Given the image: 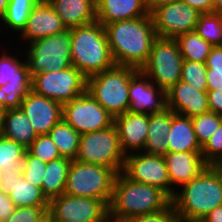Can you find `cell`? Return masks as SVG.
Masks as SVG:
<instances>
[{"instance_id": "obj_7", "label": "cell", "mask_w": 222, "mask_h": 222, "mask_svg": "<svg viewBox=\"0 0 222 222\" xmlns=\"http://www.w3.org/2000/svg\"><path fill=\"white\" fill-rule=\"evenodd\" d=\"M79 162L106 166L117 174L122 172L125 154L115 125L80 135L76 159Z\"/></svg>"}, {"instance_id": "obj_26", "label": "cell", "mask_w": 222, "mask_h": 222, "mask_svg": "<svg viewBox=\"0 0 222 222\" xmlns=\"http://www.w3.org/2000/svg\"><path fill=\"white\" fill-rule=\"evenodd\" d=\"M0 134L25 148H28L38 136L28 117L20 108L6 111Z\"/></svg>"}, {"instance_id": "obj_36", "label": "cell", "mask_w": 222, "mask_h": 222, "mask_svg": "<svg viewBox=\"0 0 222 222\" xmlns=\"http://www.w3.org/2000/svg\"><path fill=\"white\" fill-rule=\"evenodd\" d=\"M32 90L31 84H10L0 86V103L7 109L20 108L23 98Z\"/></svg>"}, {"instance_id": "obj_15", "label": "cell", "mask_w": 222, "mask_h": 222, "mask_svg": "<svg viewBox=\"0 0 222 222\" xmlns=\"http://www.w3.org/2000/svg\"><path fill=\"white\" fill-rule=\"evenodd\" d=\"M129 98L127 112L152 114L167 108L166 91L152 83L141 70L130 79Z\"/></svg>"}, {"instance_id": "obj_27", "label": "cell", "mask_w": 222, "mask_h": 222, "mask_svg": "<svg viewBox=\"0 0 222 222\" xmlns=\"http://www.w3.org/2000/svg\"><path fill=\"white\" fill-rule=\"evenodd\" d=\"M72 160L60 157L46 164L42 192L48 201L65 192V185Z\"/></svg>"}, {"instance_id": "obj_25", "label": "cell", "mask_w": 222, "mask_h": 222, "mask_svg": "<svg viewBox=\"0 0 222 222\" xmlns=\"http://www.w3.org/2000/svg\"><path fill=\"white\" fill-rule=\"evenodd\" d=\"M172 110L166 108L159 113L149 114L148 136L144 153L165 155L168 153L166 136L171 129Z\"/></svg>"}, {"instance_id": "obj_35", "label": "cell", "mask_w": 222, "mask_h": 222, "mask_svg": "<svg viewBox=\"0 0 222 222\" xmlns=\"http://www.w3.org/2000/svg\"><path fill=\"white\" fill-rule=\"evenodd\" d=\"M207 67L205 63L183 61L181 80L190 84L194 89L207 91Z\"/></svg>"}, {"instance_id": "obj_43", "label": "cell", "mask_w": 222, "mask_h": 222, "mask_svg": "<svg viewBox=\"0 0 222 222\" xmlns=\"http://www.w3.org/2000/svg\"><path fill=\"white\" fill-rule=\"evenodd\" d=\"M209 111L222 116V89H207Z\"/></svg>"}, {"instance_id": "obj_40", "label": "cell", "mask_w": 222, "mask_h": 222, "mask_svg": "<svg viewBox=\"0 0 222 222\" xmlns=\"http://www.w3.org/2000/svg\"><path fill=\"white\" fill-rule=\"evenodd\" d=\"M201 155L204 161L212 166L222 160V123L218 130L201 147Z\"/></svg>"}, {"instance_id": "obj_14", "label": "cell", "mask_w": 222, "mask_h": 222, "mask_svg": "<svg viewBox=\"0 0 222 222\" xmlns=\"http://www.w3.org/2000/svg\"><path fill=\"white\" fill-rule=\"evenodd\" d=\"M200 14L181 0L163 4L151 12L157 36L165 38L194 31Z\"/></svg>"}, {"instance_id": "obj_1", "label": "cell", "mask_w": 222, "mask_h": 222, "mask_svg": "<svg viewBox=\"0 0 222 222\" xmlns=\"http://www.w3.org/2000/svg\"><path fill=\"white\" fill-rule=\"evenodd\" d=\"M104 29L115 65L141 70L158 37L151 13L140 18L106 24Z\"/></svg>"}, {"instance_id": "obj_44", "label": "cell", "mask_w": 222, "mask_h": 222, "mask_svg": "<svg viewBox=\"0 0 222 222\" xmlns=\"http://www.w3.org/2000/svg\"><path fill=\"white\" fill-rule=\"evenodd\" d=\"M15 208L9 195L0 190V221L5 222L13 214Z\"/></svg>"}, {"instance_id": "obj_52", "label": "cell", "mask_w": 222, "mask_h": 222, "mask_svg": "<svg viewBox=\"0 0 222 222\" xmlns=\"http://www.w3.org/2000/svg\"><path fill=\"white\" fill-rule=\"evenodd\" d=\"M215 166H216V167L220 170V172L222 173V160H220Z\"/></svg>"}, {"instance_id": "obj_51", "label": "cell", "mask_w": 222, "mask_h": 222, "mask_svg": "<svg viewBox=\"0 0 222 222\" xmlns=\"http://www.w3.org/2000/svg\"><path fill=\"white\" fill-rule=\"evenodd\" d=\"M37 222H53L50 214L47 212L41 219Z\"/></svg>"}, {"instance_id": "obj_4", "label": "cell", "mask_w": 222, "mask_h": 222, "mask_svg": "<svg viewBox=\"0 0 222 222\" xmlns=\"http://www.w3.org/2000/svg\"><path fill=\"white\" fill-rule=\"evenodd\" d=\"M72 66L85 77L115 66L104 26L97 20L70 29Z\"/></svg>"}, {"instance_id": "obj_9", "label": "cell", "mask_w": 222, "mask_h": 222, "mask_svg": "<svg viewBox=\"0 0 222 222\" xmlns=\"http://www.w3.org/2000/svg\"><path fill=\"white\" fill-rule=\"evenodd\" d=\"M27 46L26 63L31 77L40 72H57L72 66L70 29L37 39Z\"/></svg>"}, {"instance_id": "obj_29", "label": "cell", "mask_w": 222, "mask_h": 222, "mask_svg": "<svg viewBox=\"0 0 222 222\" xmlns=\"http://www.w3.org/2000/svg\"><path fill=\"white\" fill-rule=\"evenodd\" d=\"M32 77L25 61H20L14 55L2 53L0 56V86L10 84H31Z\"/></svg>"}, {"instance_id": "obj_33", "label": "cell", "mask_w": 222, "mask_h": 222, "mask_svg": "<svg viewBox=\"0 0 222 222\" xmlns=\"http://www.w3.org/2000/svg\"><path fill=\"white\" fill-rule=\"evenodd\" d=\"M194 31L213 47L222 46V15L200 14Z\"/></svg>"}, {"instance_id": "obj_24", "label": "cell", "mask_w": 222, "mask_h": 222, "mask_svg": "<svg viewBox=\"0 0 222 222\" xmlns=\"http://www.w3.org/2000/svg\"><path fill=\"white\" fill-rule=\"evenodd\" d=\"M168 152H201L190 117L172 111V124L166 136Z\"/></svg>"}, {"instance_id": "obj_38", "label": "cell", "mask_w": 222, "mask_h": 222, "mask_svg": "<svg viewBox=\"0 0 222 222\" xmlns=\"http://www.w3.org/2000/svg\"><path fill=\"white\" fill-rule=\"evenodd\" d=\"M46 164L38 157L31 155L28 151L22 162L21 175L35 187H42Z\"/></svg>"}, {"instance_id": "obj_3", "label": "cell", "mask_w": 222, "mask_h": 222, "mask_svg": "<svg viewBox=\"0 0 222 222\" xmlns=\"http://www.w3.org/2000/svg\"><path fill=\"white\" fill-rule=\"evenodd\" d=\"M171 199L159 188L130 180L119 172L108 206L109 222H124L133 216L164 210Z\"/></svg>"}, {"instance_id": "obj_37", "label": "cell", "mask_w": 222, "mask_h": 222, "mask_svg": "<svg viewBox=\"0 0 222 222\" xmlns=\"http://www.w3.org/2000/svg\"><path fill=\"white\" fill-rule=\"evenodd\" d=\"M205 65L207 67L208 89H222V46H215L208 55Z\"/></svg>"}, {"instance_id": "obj_23", "label": "cell", "mask_w": 222, "mask_h": 222, "mask_svg": "<svg viewBox=\"0 0 222 222\" xmlns=\"http://www.w3.org/2000/svg\"><path fill=\"white\" fill-rule=\"evenodd\" d=\"M50 4L66 29L96 21V0H52Z\"/></svg>"}, {"instance_id": "obj_34", "label": "cell", "mask_w": 222, "mask_h": 222, "mask_svg": "<svg viewBox=\"0 0 222 222\" xmlns=\"http://www.w3.org/2000/svg\"><path fill=\"white\" fill-rule=\"evenodd\" d=\"M196 139L202 147L218 130L222 123V116L212 111L191 118Z\"/></svg>"}, {"instance_id": "obj_42", "label": "cell", "mask_w": 222, "mask_h": 222, "mask_svg": "<svg viewBox=\"0 0 222 222\" xmlns=\"http://www.w3.org/2000/svg\"><path fill=\"white\" fill-rule=\"evenodd\" d=\"M48 211V207H16L5 222H37Z\"/></svg>"}, {"instance_id": "obj_5", "label": "cell", "mask_w": 222, "mask_h": 222, "mask_svg": "<svg viewBox=\"0 0 222 222\" xmlns=\"http://www.w3.org/2000/svg\"><path fill=\"white\" fill-rule=\"evenodd\" d=\"M138 70L115 65L87 78L86 91L113 117L129 108V83Z\"/></svg>"}, {"instance_id": "obj_39", "label": "cell", "mask_w": 222, "mask_h": 222, "mask_svg": "<svg viewBox=\"0 0 222 222\" xmlns=\"http://www.w3.org/2000/svg\"><path fill=\"white\" fill-rule=\"evenodd\" d=\"M27 151L45 163L61 157L56 145L48 134L38 135L33 143L27 148Z\"/></svg>"}, {"instance_id": "obj_53", "label": "cell", "mask_w": 222, "mask_h": 222, "mask_svg": "<svg viewBox=\"0 0 222 222\" xmlns=\"http://www.w3.org/2000/svg\"><path fill=\"white\" fill-rule=\"evenodd\" d=\"M38 3H50L52 0H36Z\"/></svg>"}, {"instance_id": "obj_49", "label": "cell", "mask_w": 222, "mask_h": 222, "mask_svg": "<svg viewBox=\"0 0 222 222\" xmlns=\"http://www.w3.org/2000/svg\"><path fill=\"white\" fill-rule=\"evenodd\" d=\"M9 2H10V0H0V20L5 15ZM0 26H1V24H0Z\"/></svg>"}, {"instance_id": "obj_19", "label": "cell", "mask_w": 222, "mask_h": 222, "mask_svg": "<svg viewBox=\"0 0 222 222\" xmlns=\"http://www.w3.org/2000/svg\"><path fill=\"white\" fill-rule=\"evenodd\" d=\"M166 98L167 108L182 116L192 118L209 111L207 91L196 90L182 80L166 91Z\"/></svg>"}, {"instance_id": "obj_6", "label": "cell", "mask_w": 222, "mask_h": 222, "mask_svg": "<svg viewBox=\"0 0 222 222\" xmlns=\"http://www.w3.org/2000/svg\"><path fill=\"white\" fill-rule=\"evenodd\" d=\"M117 173L106 166L72 160L64 194L102 200L109 206Z\"/></svg>"}, {"instance_id": "obj_2", "label": "cell", "mask_w": 222, "mask_h": 222, "mask_svg": "<svg viewBox=\"0 0 222 222\" xmlns=\"http://www.w3.org/2000/svg\"><path fill=\"white\" fill-rule=\"evenodd\" d=\"M178 190L171 204L180 221L201 222L209 212L222 205V173L216 166L208 165Z\"/></svg>"}, {"instance_id": "obj_46", "label": "cell", "mask_w": 222, "mask_h": 222, "mask_svg": "<svg viewBox=\"0 0 222 222\" xmlns=\"http://www.w3.org/2000/svg\"><path fill=\"white\" fill-rule=\"evenodd\" d=\"M201 222H222V205L209 212Z\"/></svg>"}, {"instance_id": "obj_31", "label": "cell", "mask_w": 222, "mask_h": 222, "mask_svg": "<svg viewBox=\"0 0 222 222\" xmlns=\"http://www.w3.org/2000/svg\"><path fill=\"white\" fill-rule=\"evenodd\" d=\"M38 4L36 0H10L7 11L1 19L6 30L12 29L18 33H22L27 24V19Z\"/></svg>"}, {"instance_id": "obj_45", "label": "cell", "mask_w": 222, "mask_h": 222, "mask_svg": "<svg viewBox=\"0 0 222 222\" xmlns=\"http://www.w3.org/2000/svg\"><path fill=\"white\" fill-rule=\"evenodd\" d=\"M191 8L196 9L201 14L212 13L213 0H181Z\"/></svg>"}, {"instance_id": "obj_17", "label": "cell", "mask_w": 222, "mask_h": 222, "mask_svg": "<svg viewBox=\"0 0 222 222\" xmlns=\"http://www.w3.org/2000/svg\"><path fill=\"white\" fill-rule=\"evenodd\" d=\"M0 190L9 195L15 207H48L42 188L35 187L21 175V170L0 171Z\"/></svg>"}, {"instance_id": "obj_21", "label": "cell", "mask_w": 222, "mask_h": 222, "mask_svg": "<svg viewBox=\"0 0 222 222\" xmlns=\"http://www.w3.org/2000/svg\"><path fill=\"white\" fill-rule=\"evenodd\" d=\"M66 27L50 3H38L31 11L20 36L28 42L64 32Z\"/></svg>"}, {"instance_id": "obj_20", "label": "cell", "mask_w": 222, "mask_h": 222, "mask_svg": "<svg viewBox=\"0 0 222 222\" xmlns=\"http://www.w3.org/2000/svg\"><path fill=\"white\" fill-rule=\"evenodd\" d=\"M171 183V198L177 187L199 176L208 166L201 152H168L164 155ZM177 187H172V186Z\"/></svg>"}, {"instance_id": "obj_50", "label": "cell", "mask_w": 222, "mask_h": 222, "mask_svg": "<svg viewBox=\"0 0 222 222\" xmlns=\"http://www.w3.org/2000/svg\"><path fill=\"white\" fill-rule=\"evenodd\" d=\"M7 109L0 103V130L4 121Z\"/></svg>"}, {"instance_id": "obj_22", "label": "cell", "mask_w": 222, "mask_h": 222, "mask_svg": "<svg viewBox=\"0 0 222 222\" xmlns=\"http://www.w3.org/2000/svg\"><path fill=\"white\" fill-rule=\"evenodd\" d=\"M148 14L146 0H96V20L103 26Z\"/></svg>"}, {"instance_id": "obj_13", "label": "cell", "mask_w": 222, "mask_h": 222, "mask_svg": "<svg viewBox=\"0 0 222 222\" xmlns=\"http://www.w3.org/2000/svg\"><path fill=\"white\" fill-rule=\"evenodd\" d=\"M122 173L132 181L161 189L171 199V183L163 155L129 154L125 156Z\"/></svg>"}, {"instance_id": "obj_47", "label": "cell", "mask_w": 222, "mask_h": 222, "mask_svg": "<svg viewBox=\"0 0 222 222\" xmlns=\"http://www.w3.org/2000/svg\"><path fill=\"white\" fill-rule=\"evenodd\" d=\"M179 0H146V6L148 9V12L151 13L155 8L158 6H161L163 4L175 2Z\"/></svg>"}, {"instance_id": "obj_41", "label": "cell", "mask_w": 222, "mask_h": 222, "mask_svg": "<svg viewBox=\"0 0 222 222\" xmlns=\"http://www.w3.org/2000/svg\"><path fill=\"white\" fill-rule=\"evenodd\" d=\"M124 222H181L173 205L170 203L164 210L152 214L133 216Z\"/></svg>"}, {"instance_id": "obj_11", "label": "cell", "mask_w": 222, "mask_h": 222, "mask_svg": "<svg viewBox=\"0 0 222 222\" xmlns=\"http://www.w3.org/2000/svg\"><path fill=\"white\" fill-rule=\"evenodd\" d=\"M53 222H109L108 206L95 198L62 194L49 201Z\"/></svg>"}, {"instance_id": "obj_12", "label": "cell", "mask_w": 222, "mask_h": 222, "mask_svg": "<svg viewBox=\"0 0 222 222\" xmlns=\"http://www.w3.org/2000/svg\"><path fill=\"white\" fill-rule=\"evenodd\" d=\"M62 119L80 135L104 130L114 123V117L87 91L63 105Z\"/></svg>"}, {"instance_id": "obj_16", "label": "cell", "mask_w": 222, "mask_h": 222, "mask_svg": "<svg viewBox=\"0 0 222 222\" xmlns=\"http://www.w3.org/2000/svg\"><path fill=\"white\" fill-rule=\"evenodd\" d=\"M20 109L28 117L37 135L48 134L62 120L63 105L32 90L23 98Z\"/></svg>"}, {"instance_id": "obj_8", "label": "cell", "mask_w": 222, "mask_h": 222, "mask_svg": "<svg viewBox=\"0 0 222 222\" xmlns=\"http://www.w3.org/2000/svg\"><path fill=\"white\" fill-rule=\"evenodd\" d=\"M183 61L175 38L157 37L141 71L152 83L167 91L181 80Z\"/></svg>"}, {"instance_id": "obj_48", "label": "cell", "mask_w": 222, "mask_h": 222, "mask_svg": "<svg viewBox=\"0 0 222 222\" xmlns=\"http://www.w3.org/2000/svg\"><path fill=\"white\" fill-rule=\"evenodd\" d=\"M212 13L222 15V0H213Z\"/></svg>"}, {"instance_id": "obj_10", "label": "cell", "mask_w": 222, "mask_h": 222, "mask_svg": "<svg viewBox=\"0 0 222 222\" xmlns=\"http://www.w3.org/2000/svg\"><path fill=\"white\" fill-rule=\"evenodd\" d=\"M32 91L62 105L86 92L87 77L70 66L57 72H40L32 76Z\"/></svg>"}, {"instance_id": "obj_30", "label": "cell", "mask_w": 222, "mask_h": 222, "mask_svg": "<svg viewBox=\"0 0 222 222\" xmlns=\"http://www.w3.org/2000/svg\"><path fill=\"white\" fill-rule=\"evenodd\" d=\"M176 41L184 60L205 63L213 46L200 37L195 31L177 36Z\"/></svg>"}, {"instance_id": "obj_18", "label": "cell", "mask_w": 222, "mask_h": 222, "mask_svg": "<svg viewBox=\"0 0 222 222\" xmlns=\"http://www.w3.org/2000/svg\"><path fill=\"white\" fill-rule=\"evenodd\" d=\"M113 124L125 156L143 152L148 136L149 114L126 112L114 117Z\"/></svg>"}, {"instance_id": "obj_28", "label": "cell", "mask_w": 222, "mask_h": 222, "mask_svg": "<svg viewBox=\"0 0 222 222\" xmlns=\"http://www.w3.org/2000/svg\"><path fill=\"white\" fill-rule=\"evenodd\" d=\"M63 158L75 160L79 149L80 134L63 119L48 133Z\"/></svg>"}, {"instance_id": "obj_32", "label": "cell", "mask_w": 222, "mask_h": 222, "mask_svg": "<svg viewBox=\"0 0 222 222\" xmlns=\"http://www.w3.org/2000/svg\"><path fill=\"white\" fill-rule=\"evenodd\" d=\"M27 148L0 134V171L21 170Z\"/></svg>"}]
</instances>
